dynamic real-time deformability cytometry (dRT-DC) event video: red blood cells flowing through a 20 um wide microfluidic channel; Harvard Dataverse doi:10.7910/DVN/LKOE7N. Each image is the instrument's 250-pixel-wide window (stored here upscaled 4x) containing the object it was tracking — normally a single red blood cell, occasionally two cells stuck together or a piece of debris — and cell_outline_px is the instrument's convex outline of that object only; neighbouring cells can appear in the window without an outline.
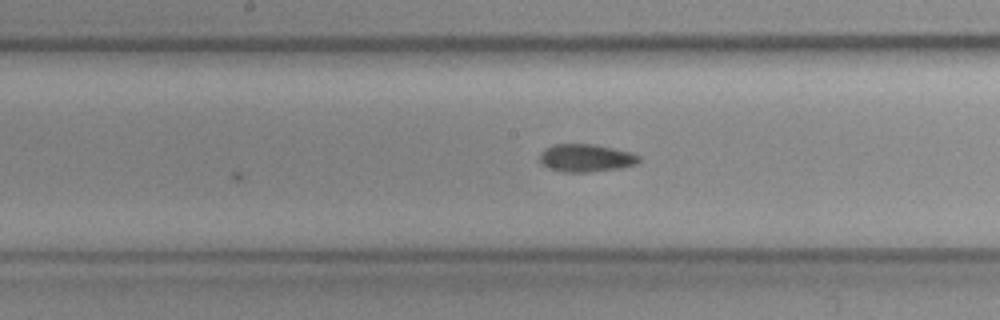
{"species": "common noctule bat (a hibernating species)", "species_latin": "Nyctalus noctula", "temperature_condition": "cold", "stored_images_in_passage": 12, "camera_frame_rate_fps": 3000, "um_per_image_px": 0.085, "animal": {"sex": "female", "body_mass_g": 19.3, "forearm_length_mm": 54.1}, "frame": {"image": 1, "passage_image": 12, "time_ms": 3.667, "image_size_px": [1000, 320], "cell_outline_px": [[640, 160], [636, 164], [620, 168], [592, 172], [564, 172], [548, 168], [540, 164], [540, 152], [544, 148], [552, 144], [592, 144], [612, 148], [628, 152], [640, 156]], "centroid_in_image_um": [49.75, 13.43], "position_along_channel_um": 198.4, "area_um2": 16.13}}